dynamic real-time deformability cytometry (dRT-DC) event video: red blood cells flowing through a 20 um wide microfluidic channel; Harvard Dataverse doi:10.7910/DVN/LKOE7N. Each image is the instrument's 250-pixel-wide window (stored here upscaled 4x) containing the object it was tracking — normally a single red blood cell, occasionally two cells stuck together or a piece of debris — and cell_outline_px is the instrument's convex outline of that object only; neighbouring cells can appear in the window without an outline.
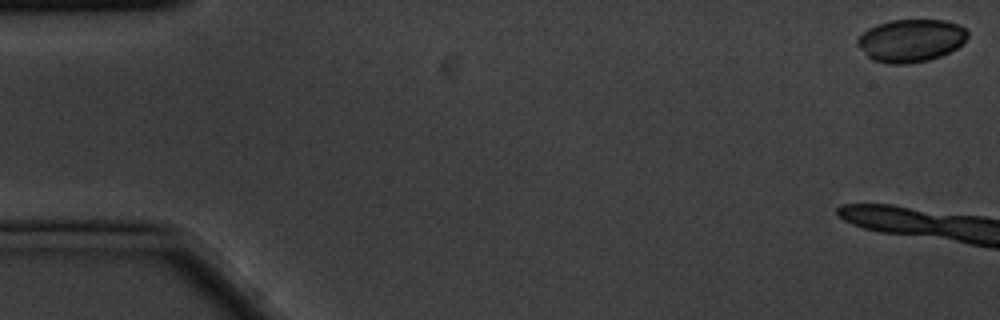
{"species": "common noctule bat (a hibernating species)", "species_latin": "Nyctalus noctula", "temperature_condition": "cold", "stored_images_in_passage": 4, "camera_frame_rate_fps": 3000, "um_per_image_px": 0.085, "animal": {"sex": "male", "body_mass_g": 20.1, "forearm_length_mm": 53.5}, "frame": {"image": 1, "passage_image": 1, "time_ms": 0.0, "image_size_px": [1000, 320], "cell_outline_px": [[968, 36], [956, 48], [940, 56], [928, 60], [908, 64], [888, 64], [872, 60], [856, 44], [856, 40], [868, 28], [876, 24], [888, 20], [944, 20], [960, 24], [968, 32]], "centroid_in_image_um": [77.4, 3.44], "position_along_channel_um": 7.6, "area_um2": 27.46}}